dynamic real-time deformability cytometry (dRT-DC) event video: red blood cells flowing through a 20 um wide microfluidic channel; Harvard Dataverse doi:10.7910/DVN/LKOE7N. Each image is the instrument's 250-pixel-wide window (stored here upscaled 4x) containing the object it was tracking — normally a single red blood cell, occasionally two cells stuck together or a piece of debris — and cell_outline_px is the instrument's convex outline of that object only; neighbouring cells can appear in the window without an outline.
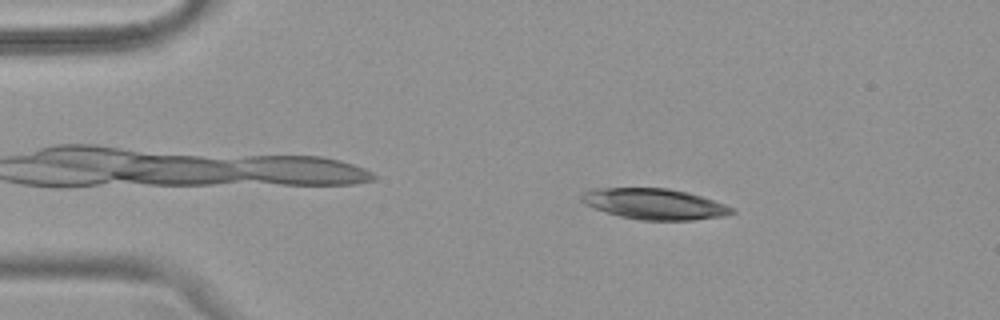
{"species": "common noctule bat (a hibernating species)", "species_latin": "Nyctalus noctula", "temperature_condition": "warm", "stored_images_in_passage": 25, "camera_frame_rate_fps": 3000, "um_per_image_px": 0.085, "animal": {"sex": "female", "body_mass_g": 18.4}, "frame": {"image": 1, "passage_image": 8, "time_ms": 2.333, "image_size_px": [1000, 320], "cell_outline_px": [[736, 212], [724, 216], [692, 220], [640, 220], [620, 216], [584, 204], [580, 200], [580, 196], [584, 192], [596, 188], [668, 188], [688, 192], [724, 204], [732, 208]], "centroid_in_image_um": [55.62, 17.33], "position_along_channel_um": 29.4, "area_um2": 26.76}}
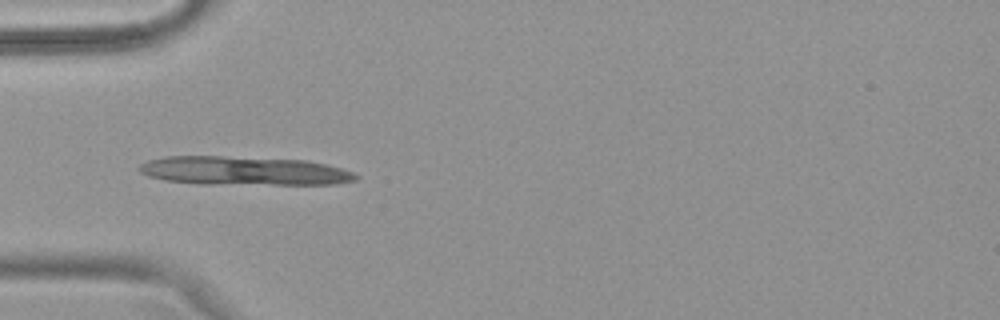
{"frame": {"image": 2, "passage_image": 15, "time_ms": 4.667, "image_size_px": [1000, 320], "cell_outline_px": [[360, 176], [356, 180], [336, 184], [200, 184], [164, 180], [148, 176], [140, 172], [136, 168], [140, 164], [148, 160], [164, 156], [220, 156], [308, 160], [340, 168], [352, 172]], "centroid_in_image_um": [20.69, 14.52], "position_along_channel_um": 64.3, "area_um2": 36.41}}